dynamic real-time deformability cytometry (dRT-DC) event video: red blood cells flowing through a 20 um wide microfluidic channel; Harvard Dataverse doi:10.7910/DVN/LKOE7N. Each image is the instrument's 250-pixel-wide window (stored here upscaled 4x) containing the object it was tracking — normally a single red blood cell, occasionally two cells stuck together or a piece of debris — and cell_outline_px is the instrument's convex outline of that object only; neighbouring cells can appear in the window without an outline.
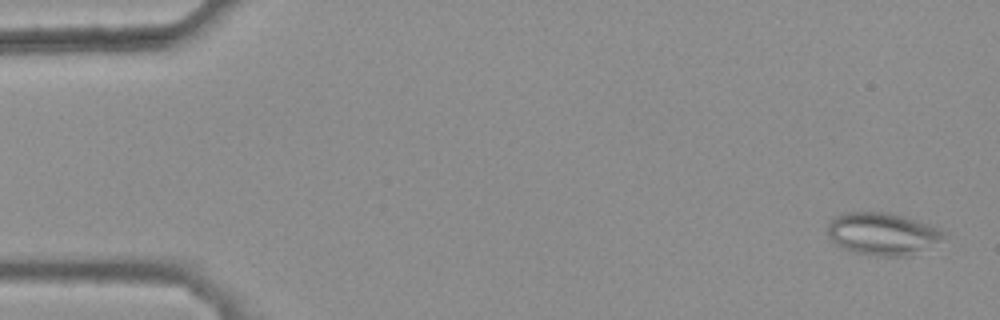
{"species": "common noctule bat (a hibernating species)", "species_latin": "Nyctalus noctula", "temperature_condition": "warm", "stored_images_in_passage": 45, "camera_frame_rate_fps": 3000, "um_per_image_px": 0.085, "animal": {"sex": "female", "body_mass_g": 25.1}, "frame": {"image": 1, "passage_image": 2, "time_ms": 0.333, "image_size_px": [1000, 320], "cell_outline_px": [[948, 232], [940, 240], [908, 256], [880, 256], [856, 252], [844, 248], [836, 244], [828, 236], [828, 224], [836, 216], [844, 212], [880, 212], [904, 216], [928, 224]], "centroid_in_image_um": [74.99, 19.86], "position_along_channel_um": 10.0, "area_um2": 28.15}}
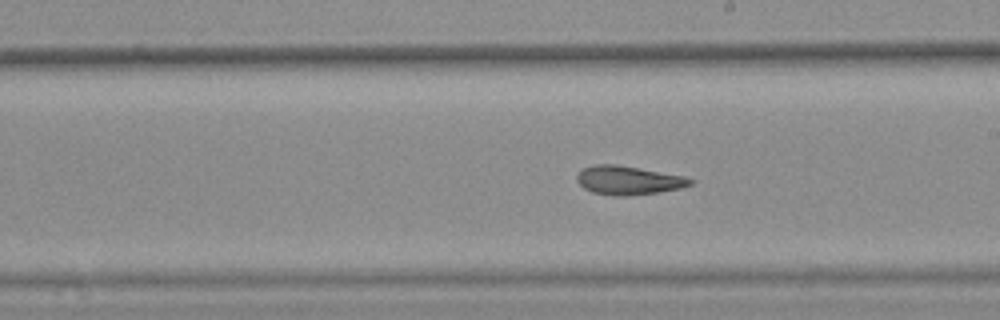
{"frame": {"image": 2, "passage_image": 30, "time_ms": 9.667, "image_size_px": [1000, 320], "cell_outline_px": [[692, 184], [680, 188], [660, 192], [628, 196], [612, 196], [592, 192], [584, 188], [576, 180], [576, 176], [580, 168], [592, 164], [616, 164], [684, 176], [692, 180]], "centroid_in_image_um": [53.34, 15.32], "position_along_channel_um": 235.7, "area_um2": 19.13}}
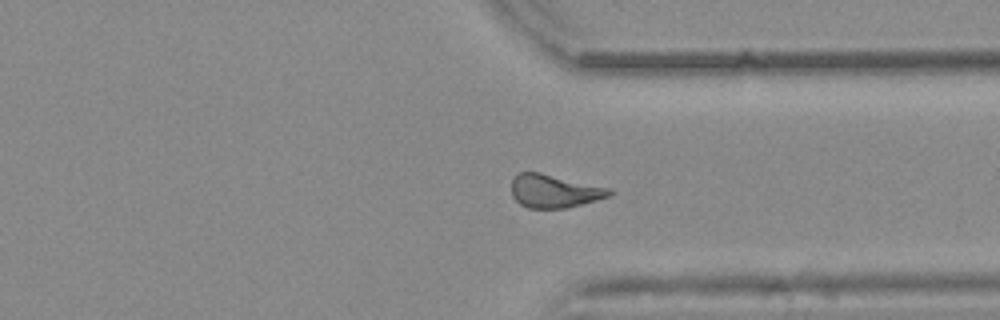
{"frame": {"image": 3, "passage_image": 40, "time_ms": 13.0, "image_size_px": [1000, 320], "cell_outline_px": [[612, 196], [568, 208], [528, 208], [520, 204], [512, 196], [512, 180], [520, 172], [540, 172], [612, 188]], "centroid_in_image_um": [47.15, 16.24], "position_along_channel_um": 364.2, "area_um2": 19.13}, "authors_computed_cell_mechanics": {"area_um2": 19.8832, "velocity_mm_per_s": 3.8536, "shape_relaxation_time_tau1_ms": null, "shape_relaxation_time_tau2_ms": 3.1852, "deformation_change_tau1": null, "deformation_change_tau2": 0.1194}}